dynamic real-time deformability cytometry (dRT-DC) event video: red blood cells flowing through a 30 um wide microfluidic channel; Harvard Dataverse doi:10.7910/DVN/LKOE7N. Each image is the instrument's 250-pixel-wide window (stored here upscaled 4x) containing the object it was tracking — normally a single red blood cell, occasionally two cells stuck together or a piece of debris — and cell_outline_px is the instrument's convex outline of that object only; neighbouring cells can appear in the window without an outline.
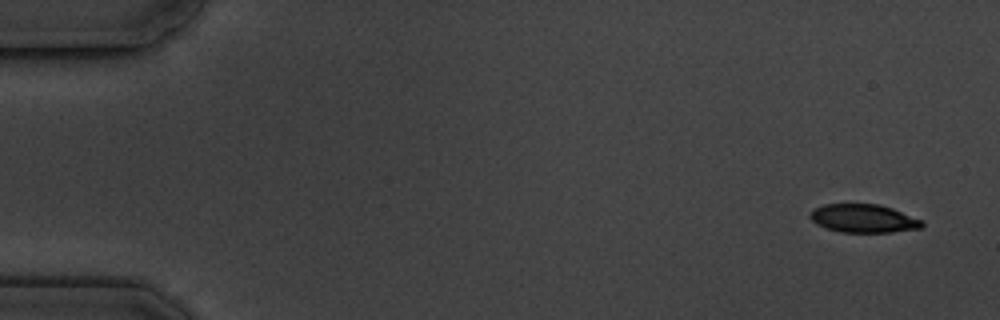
{"species": "common noctule bat (a hibernating species)", "species_latin": "Nyctalus noctula", "temperature_condition": "cold", "stored_images_in_passage": 5, "camera_frame_rate_fps": 3000, "um_per_image_px": 0.085, "animal": {"sex": "male", "body_mass_g": 19.5, "forearm_length_mm": 54.6}, "frame": {"image": 1, "passage_image": 1, "time_ms": 0.0, "image_size_px": [1000, 320], "cell_outline_px": [[924, 228], [892, 232], [840, 232], [824, 228], [816, 224], [808, 216], [812, 208], [824, 204], [880, 204], [892, 208], [924, 220]], "centroid_in_image_um": [73.4, 18.57], "position_along_channel_um": 11.6, "area_um2": 18.84}}
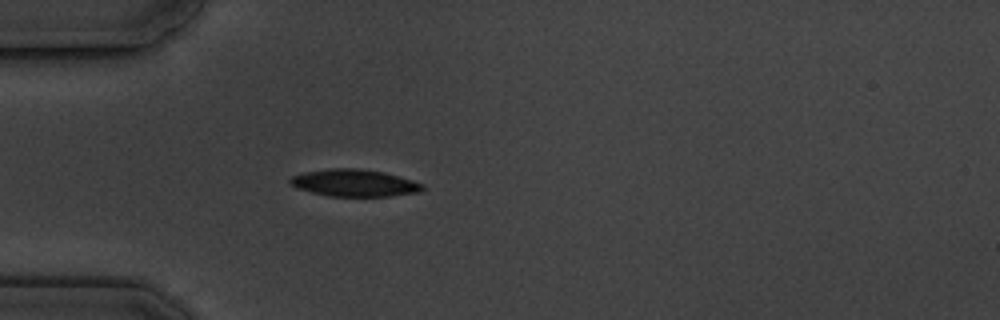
{"frame": {"image": 2, "passage_image": 5, "time_ms": 4.667, "image_size_px": [1000, 320], "cell_outline_px": [[424, 188], [420, 192], [388, 196], [328, 196], [296, 188], [288, 180], [292, 176], [304, 172], [332, 168], [356, 168], [384, 172], [412, 180], [424, 184]], "centroid_in_image_um": [30.12, 15.55], "position_along_channel_um": 54.9, "area_um2": 20.81}}